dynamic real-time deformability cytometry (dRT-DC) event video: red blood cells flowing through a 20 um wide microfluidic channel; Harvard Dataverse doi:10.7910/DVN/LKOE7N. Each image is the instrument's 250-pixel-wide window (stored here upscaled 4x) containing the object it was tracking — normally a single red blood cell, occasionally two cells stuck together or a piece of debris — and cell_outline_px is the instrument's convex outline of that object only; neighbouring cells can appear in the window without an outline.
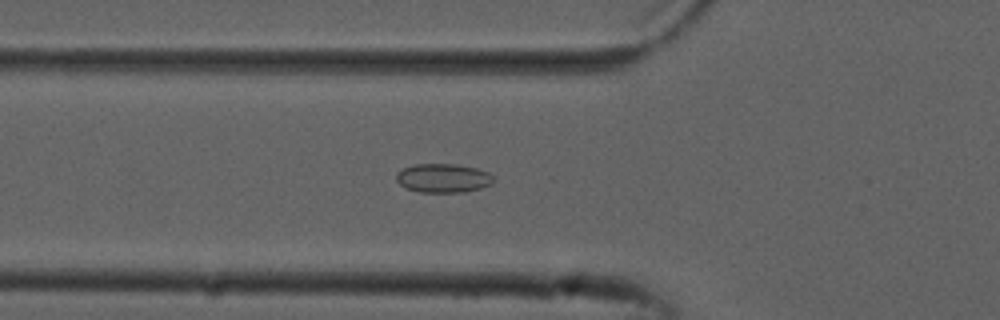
{"species": "common noctule bat (a hibernating species)", "species_latin": "Nyctalus noctula", "temperature_condition": "cold", "stored_images_in_passage": 53, "camera_frame_rate_fps": 3000, "um_per_image_px": 0.085, "animal": {"sex": "male", "forearm_length_mm": 52.5}, "frame": {"image": 1, "passage_image": 19, "time_ms": 6.0, "image_size_px": [1000, 320], "cell_outline_px": [[492, 184], [480, 188], [464, 192], [420, 192], [404, 188], [396, 180], [396, 172], [404, 168], [416, 164], [456, 164], [476, 168], [488, 172], [492, 176]], "centroid_in_image_um": [37.64, 15.14], "position_along_channel_um": 88.2, "area_um2": 16.36}}
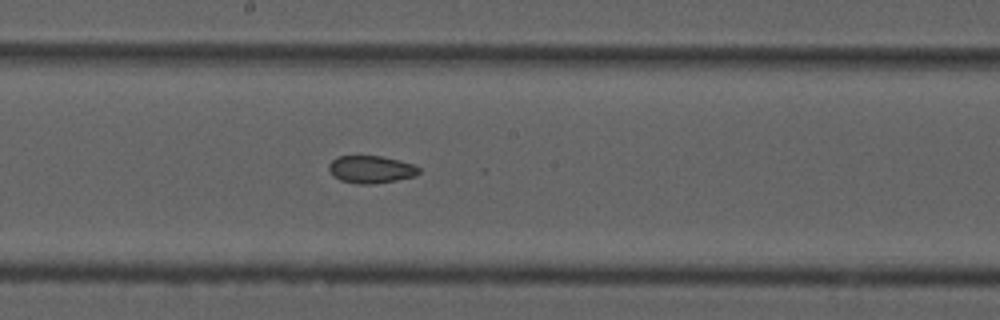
{"frame": {"image": 2, "passage_image": 29, "time_ms": 9.333, "image_size_px": [1000, 320], "cell_outline_px": [[420, 172], [416, 176], [396, 180], [372, 184], [360, 184], [340, 180], [332, 176], [328, 168], [328, 164], [336, 156], [380, 156], [400, 160], [412, 164], [420, 168]], "centroid_in_image_um": [31.52, 14.39], "position_along_channel_um": 216.7, "area_um2": 14.51}}
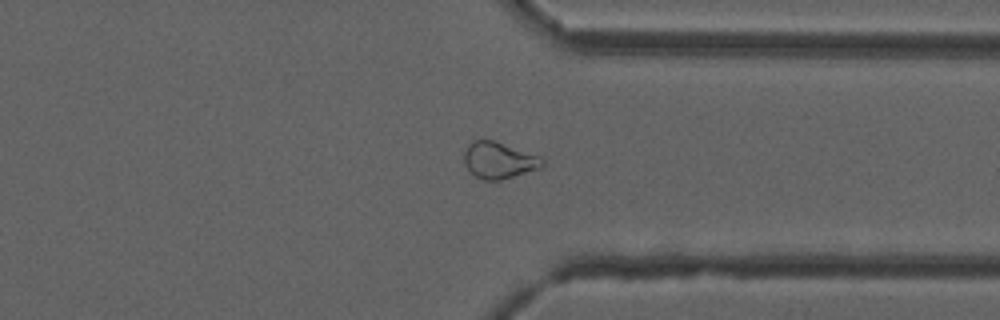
{"frame": {"image": 3, "passage_image": 41, "time_ms": 13.333, "image_size_px": [1000, 320], "cell_outline_px": [[544, 164], [540, 168], [500, 180], [484, 180], [476, 176], [464, 164], [464, 152], [468, 144], [472, 140], [496, 140], [544, 156]], "centroid_in_image_um": [42.45, 13.59], "position_along_channel_um": 368.9, "area_um2": 16.94}, "authors_computed_cell_mechanics": {"area_um2": 18.0336, "velocity_mm_per_s": 3.8471, "shape_relaxation_time_tau1_ms": null, "shape_relaxation_time_tau2_ms": 3.3316, "deformation_change_tau1": null, "deformation_change_tau2": 0.0827}}